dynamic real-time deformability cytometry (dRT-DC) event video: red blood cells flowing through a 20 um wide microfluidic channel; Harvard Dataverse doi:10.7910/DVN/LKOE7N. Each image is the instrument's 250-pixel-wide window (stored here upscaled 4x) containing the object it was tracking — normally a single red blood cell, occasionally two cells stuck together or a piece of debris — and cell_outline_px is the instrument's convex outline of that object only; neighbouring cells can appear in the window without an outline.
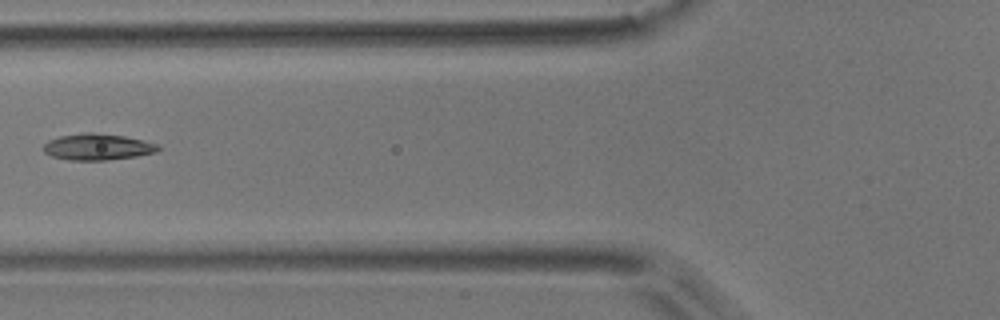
{"species": "common noctule bat (a hibernating species)", "species_latin": "Nyctalus noctula", "temperature_condition": "room temperature", "stored_images_in_passage": 6, "camera_frame_rate_fps": 3000, "um_per_image_px": 0.085, "animal": {"sex": "male", "body_mass_g": 17.9}, "frame": {"image": 1, "passage_image": 5, "time_ms": 1.333, "image_size_px": [1000, 320], "cell_outline_px": [[160, 148], [156, 152], [136, 156], [108, 160], [68, 160], [52, 156], [44, 152], [44, 144], [48, 140], [60, 136], [84, 132], [92, 132], [124, 136], [156, 144]], "centroid_in_image_um": [8.25, 12.48], "position_along_channel_um": 117.5, "area_um2": 17.46}}
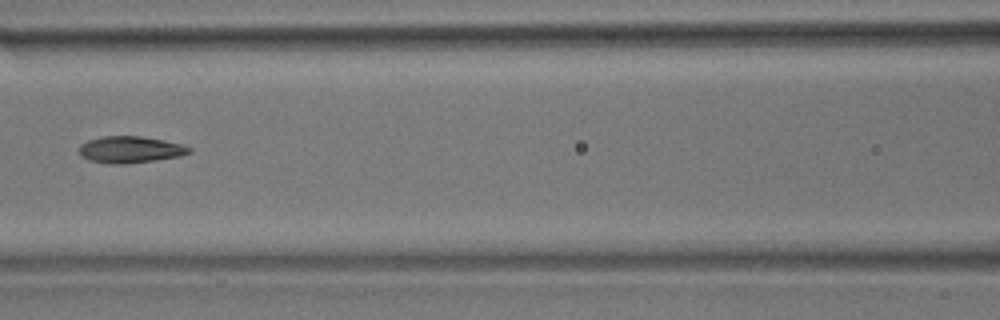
{"frame": {"image": 2, "passage_image": 6, "time_ms": 1.667, "image_size_px": [1000, 320], "cell_outline_px": [[192, 152], [180, 156], [156, 160], [128, 164], [112, 164], [88, 160], [80, 156], [80, 144], [88, 140], [104, 136], [140, 136], [164, 140], [180, 144], [192, 148]], "centroid_in_image_um": [11.07, 12.72], "position_along_channel_um": 155.5, "area_um2": 17.17}}